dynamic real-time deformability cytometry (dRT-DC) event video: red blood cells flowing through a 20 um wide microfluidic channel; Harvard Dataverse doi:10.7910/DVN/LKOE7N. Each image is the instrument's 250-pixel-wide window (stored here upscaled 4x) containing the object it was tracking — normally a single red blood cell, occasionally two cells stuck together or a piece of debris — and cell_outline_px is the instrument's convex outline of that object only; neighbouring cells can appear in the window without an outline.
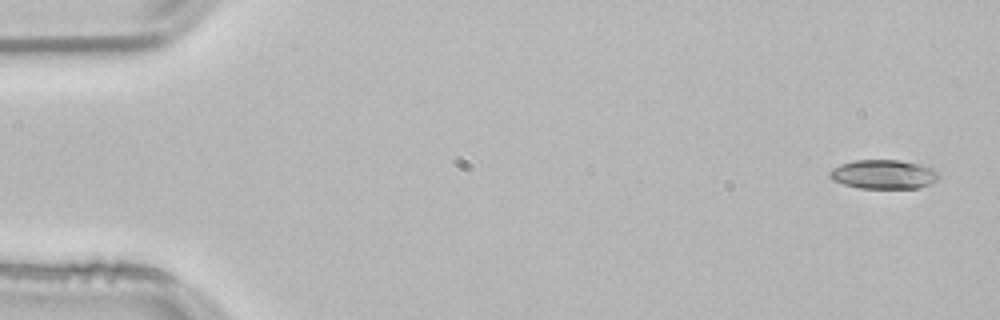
{"species": "common noctule bat (a hibernating species)", "species_latin": "Nyctalus noctula", "temperature_condition": "room temperature", "stored_images_in_passage": 52, "camera_frame_rate_fps": 3000, "um_per_image_px": 0.085, "animal": {"sex": "male", "body_mass_g": 21.5, "forearm_length_mm": 52.0}, "frame": {"image": 1, "passage_image": 1, "time_ms": 0.0, "image_size_px": [1000, 320], "cell_outline_px": [[940, 176], [936, 180], [928, 184], [916, 188], [860, 188], [844, 184], [832, 180], [828, 176], [828, 172], [832, 168], [840, 164], [856, 160], [896, 160], [920, 164], [932, 168], [940, 172]], "centroid_in_image_um": [75.08, 14.81], "position_along_channel_um": 9.9, "area_um2": 18.5}}
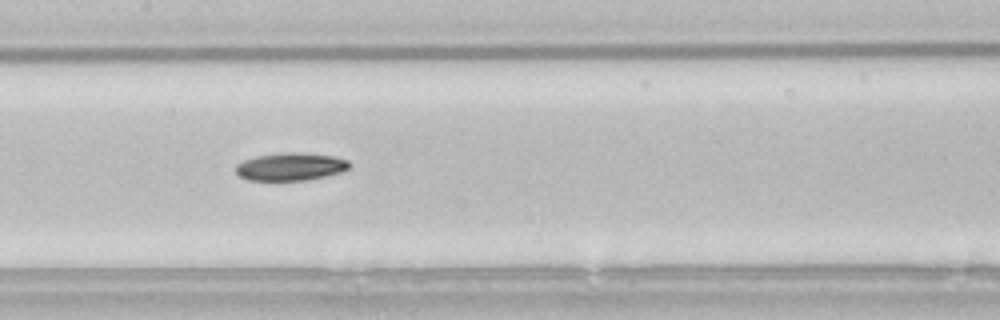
{"frame": {"image": 2, "passage_image": 25, "time_ms": 8.0, "image_size_px": [1000, 320], "cell_outline_px": [[348, 168], [340, 172], [308, 180], [248, 180], [240, 176], [236, 172], [236, 164], [244, 160], [256, 156], [284, 152], [296, 152], [332, 156], [348, 160]], "centroid_in_image_um": [24.66, 14.16], "position_along_channel_um": 182.7, "area_um2": 18.15}}
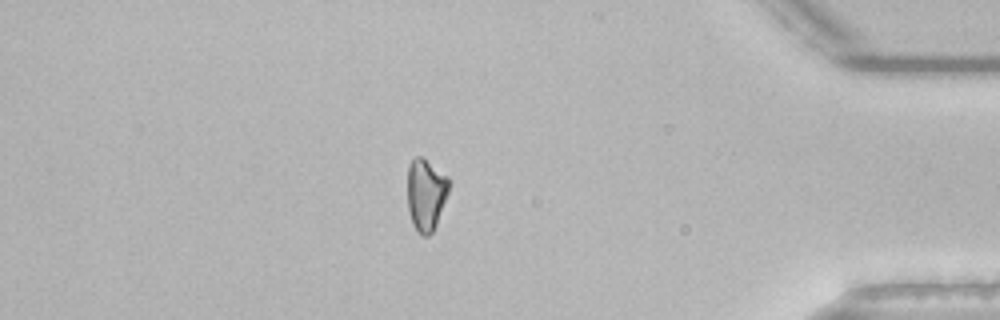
{"frame": {"image": 3, "passage_image": 45, "time_ms": 14.667, "image_size_px": [1000, 320], "cell_outline_px": [[448, 192], [436, 224], [432, 232], [428, 236], [424, 236], [412, 224], [408, 208], [408, 164], [416, 156], [420, 156], [448, 176]], "centroid_in_image_um": [36.18, 16.51], "position_along_channel_um": 399.0, "area_um2": 17.05}}